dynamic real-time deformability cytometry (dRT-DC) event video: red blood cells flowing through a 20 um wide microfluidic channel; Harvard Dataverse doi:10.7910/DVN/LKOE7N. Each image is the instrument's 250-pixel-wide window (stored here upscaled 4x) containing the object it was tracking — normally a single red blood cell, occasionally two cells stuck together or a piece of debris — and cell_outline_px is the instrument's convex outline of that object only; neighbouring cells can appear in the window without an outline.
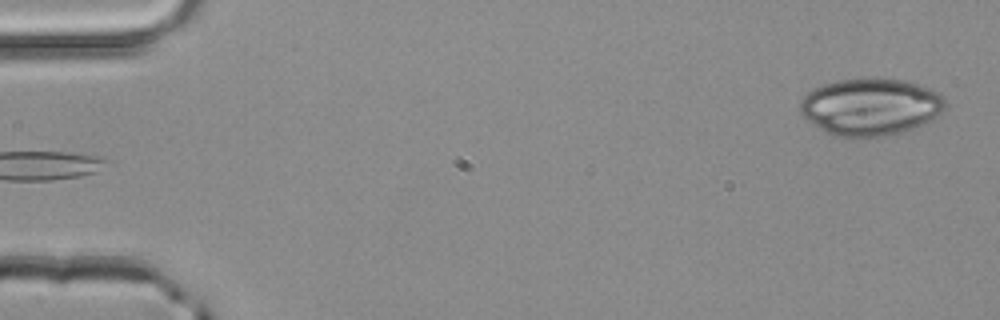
{"species": "common noctule bat (a hibernating species)", "species_latin": "Nyctalus noctula", "temperature_condition": "room temperature", "stored_images_in_passage": 3, "segment_of_instrument_passage": [2, 2], "camera_frame_rate_fps": 3000, "um_per_image_px": 0.085, "animal": {"sex": "male", "body_mass_g": 20.4}, "frame": {"image": 1, "passage_image": 3, "time_ms": 0.667, "image_size_px": [1000, 320], "cell_outline_px": [[948, 104], [936, 116], [904, 132], [884, 136], [852, 140], [832, 136], [824, 132], [812, 124], [800, 112], [800, 100], [808, 92], [824, 84], [836, 80], [868, 76], [904, 80], [940, 92], [948, 100]], "centroid_in_image_um": [73.97, 9.09], "position_along_channel_um": 11.0, "area_um2": 49.42}}